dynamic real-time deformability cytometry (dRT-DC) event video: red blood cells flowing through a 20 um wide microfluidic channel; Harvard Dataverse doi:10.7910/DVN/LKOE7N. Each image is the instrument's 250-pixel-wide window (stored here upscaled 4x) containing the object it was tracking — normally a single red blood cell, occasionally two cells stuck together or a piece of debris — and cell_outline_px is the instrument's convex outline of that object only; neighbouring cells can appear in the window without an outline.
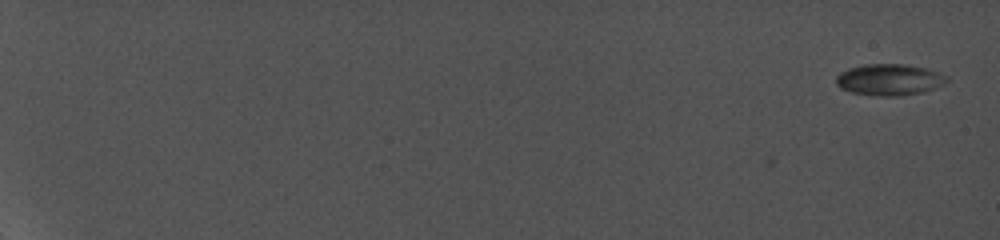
{"species": "common noctule bat (a hibernating species)", "species_latin": "Nyctalus noctula", "temperature_condition": "cold", "stored_images_in_passage": 9, "camera_frame_rate_fps": 5000, "um_per_image_px": 0.085, "animal": {"sex": "female", "body_mass_g": 19.0, "forearm_length_mm": 56.7}, "frame": {"image": 1, "passage_image": 1, "time_ms": 0.0, "image_size_px": [1000, 240], "cell_outline_px": [[948, 80], [944, 84], [920, 92], [900, 96], [880, 96], [852, 92], [840, 88], [836, 84], [836, 76], [840, 72], [848, 68], [864, 64], [904, 64], [924, 68], [948, 76]], "centroid_in_image_um": [75.55, 6.76], "position_along_channel_um": 9.5, "area_um2": 20.06}}
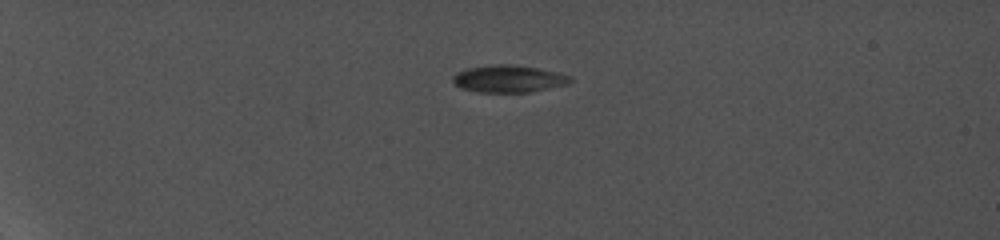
{"frame": {"image": 2, "passage_image": 6, "time_ms": 5.4, "image_size_px": [1000, 240], "cell_outline_px": [[572, 80], [568, 84], [528, 92], [476, 92], [460, 88], [452, 80], [452, 76], [456, 72], [468, 68], [492, 64], [516, 64], [556, 72], [572, 76]], "centroid_in_image_um": [43.2, 6.69], "position_along_channel_um": 41.8, "area_um2": 18.67}}
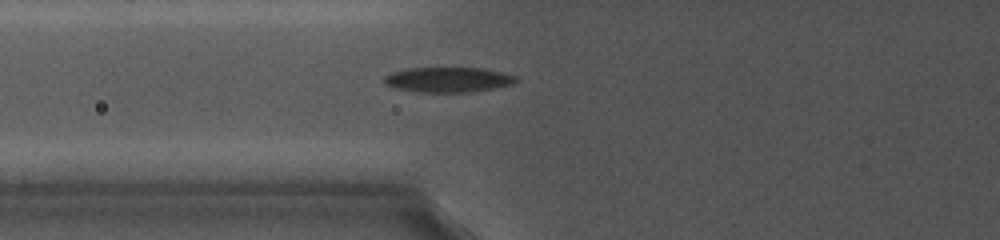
{"frame": {"image": 3, "passage_image": 9, "time_ms": 8.8, "image_size_px": [1000, 240], "cell_outline_px": [[520, 80], [512, 84], [472, 92], [416, 92], [396, 88], [384, 84], [384, 76], [392, 72], [408, 68], [484, 68], [516, 76]], "centroid_in_image_um": [38.08, 6.77], "position_along_channel_um": 87.7, "area_um2": 19.25}}